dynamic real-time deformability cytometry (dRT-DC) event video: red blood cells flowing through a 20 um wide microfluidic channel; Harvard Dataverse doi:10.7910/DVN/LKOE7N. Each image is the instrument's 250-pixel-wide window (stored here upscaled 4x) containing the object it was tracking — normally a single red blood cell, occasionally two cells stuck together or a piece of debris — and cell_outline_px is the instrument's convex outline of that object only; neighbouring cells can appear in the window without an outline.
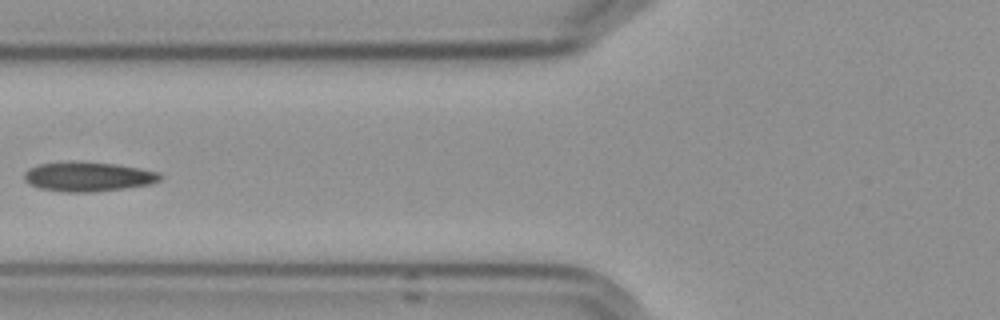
{"species": "Egyptian fruit bat (a non-hibernating species)", "species_latin": "Rousettus aegyptiacus", "temperature_condition": "cold", "stored_images_in_passage": 6, "camera_frame_rate_fps": 3000, "um_per_image_px": 0.085, "frame": {"image": 1, "passage_image": 5, "time_ms": 5.0, "image_size_px": [1000, 320], "cell_outline_px": [[164, 176], [160, 180], [148, 184], [124, 188], [92, 192], [68, 192], [40, 188], [28, 184], [24, 180], [24, 172], [28, 168], [40, 164], [116, 164], [160, 172]], "centroid_in_image_um": [7.51, 15.05], "position_along_channel_um": 118.3, "area_um2": 22.43}}
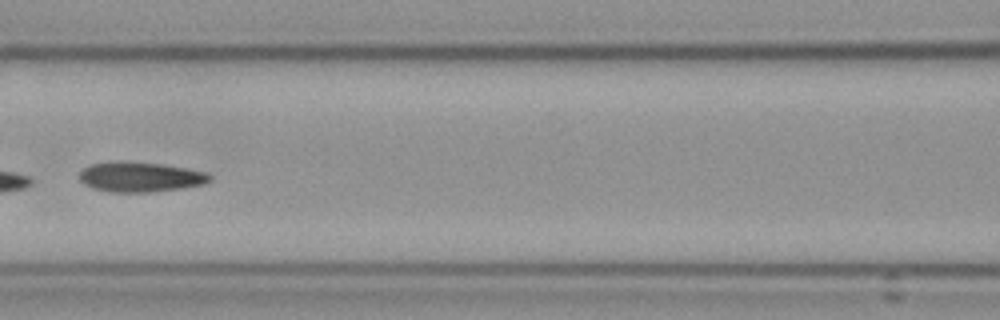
{"frame": {"image": 2, "passage_image": 6, "time_ms": 6.0, "image_size_px": [1000, 320], "cell_outline_px": [[212, 180], [204, 184], [184, 188], [152, 192], [108, 192], [92, 188], [84, 184], [80, 180], [80, 172], [84, 168], [92, 164], [112, 160], [160, 164], [208, 172], [212, 176]], "centroid_in_image_um": [11.93, 15.04], "position_along_channel_um": 154.7, "area_um2": 22.95}}